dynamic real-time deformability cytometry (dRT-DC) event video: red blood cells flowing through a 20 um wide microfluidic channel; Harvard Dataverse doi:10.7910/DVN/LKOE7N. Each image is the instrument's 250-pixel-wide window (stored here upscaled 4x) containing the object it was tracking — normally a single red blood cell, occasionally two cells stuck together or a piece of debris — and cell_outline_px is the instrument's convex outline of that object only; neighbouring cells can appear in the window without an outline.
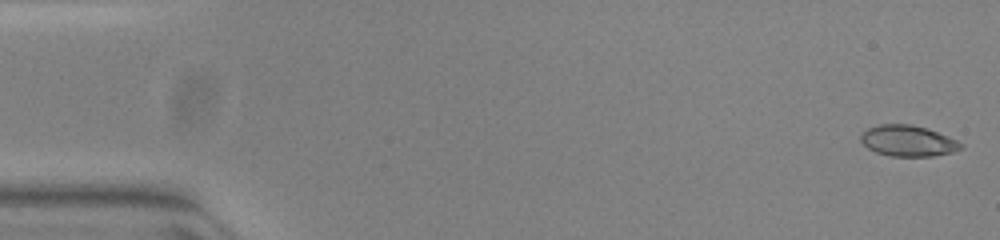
{"species": "common noctule bat (a hibernating species)", "species_latin": "Nyctalus noctula", "temperature_condition": "warm", "stored_images_in_passage": 13, "camera_frame_rate_fps": 3000, "um_per_image_px": 0.085, "animal": {"sex": "female", "body_mass_g": 23.0, "forearm_length_mm": 53.4}, "frame": {"image": 1, "passage_image": 1, "time_ms": 0.0, "image_size_px": [1000, 240], "cell_outline_px": [[964, 144], [960, 148], [952, 152], [932, 156], [892, 156], [876, 152], [868, 148], [860, 140], [860, 136], [868, 128], [880, 124], [912, 124], [928, 128], [948, 136]], "centroid_in_image_um": [77.18, 11.96], "position_along_channel_um": 7.8, "area_um2": 17.98}}